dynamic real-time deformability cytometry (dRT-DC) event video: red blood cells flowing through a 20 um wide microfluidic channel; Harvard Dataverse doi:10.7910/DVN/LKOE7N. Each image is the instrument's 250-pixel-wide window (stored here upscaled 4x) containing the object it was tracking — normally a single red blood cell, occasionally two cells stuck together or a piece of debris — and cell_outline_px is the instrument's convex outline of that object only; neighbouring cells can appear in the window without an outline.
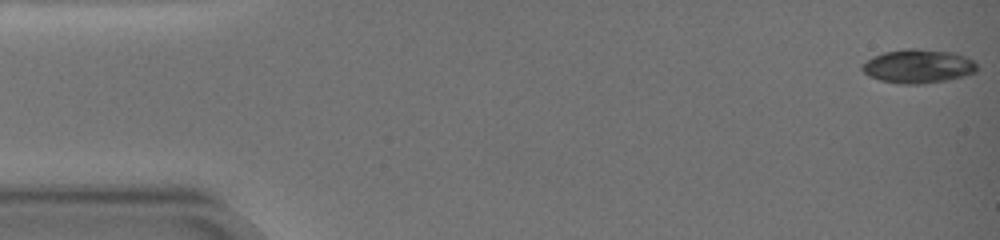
{"species": "common noctule bat (a hibernating species)", "species_latin": "Nyctalus noctula", "temperature_condition": "warm", "stored_images_in_passage": 65, "camera_frame_rate_fps": 3000, "um_per_image_px": 0.085, "animal": {"sex": "female", "body_mass_g": 19.0, "forearm_length_mm": 51.5}, "frame": {"image": 1, "passage_image": 1, "time_ms": 0.0, "image_size_px": [1000, 240], "cell_outline_px": [[976, 72], [964, 76], [948, 80], [924, 84], [900, 84], [880, 80], [868, 76], [860, 68], [872, 56], [884, 52], [904, 48], [916, 48], [952, 52], [964, 56], [972, 60], [976, 64]], "centroid_in_image_um": [78.03, 5.63], "position_along_channel_um": 7.0, "area_um2": 22.72}}
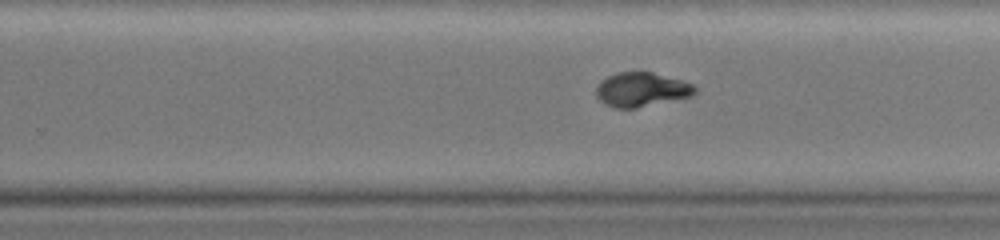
{"frame": {"image": 2, "passage_image": 42, "time_ms": 13.667, "image_size_px": [1000, 240], "cell_outline_px": [[696, 92], [692, 96], [636, 108], [616, 108], [604, 104], [596, 96], [596, 88], [600, 80], [616, 72], [652, 72], [684, 80], [696, 84]], "centroid_in_image_um": [54.54, 7.6], "position_along_channel_um": 275.3, "area_um2": 19.94}}
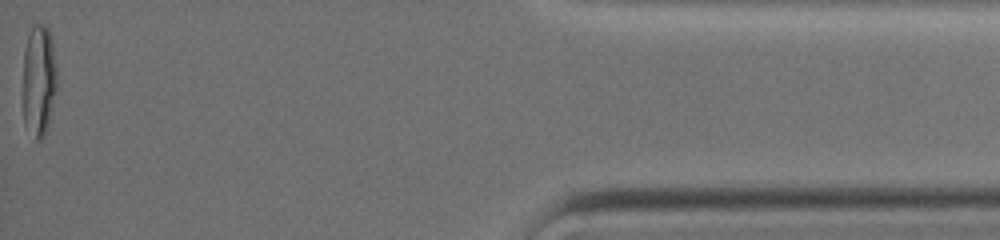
{"frame": {"image": 3, "passage_image": 65, "time_ms": 21.333, "image_size_px": [1000, 240], "cell_outline_px": [[56, 92], [48, 124], [44, 136], [40, 140], [36, 140], [24, 124], [24, 52], [28, 36], [32, 24], [44, 24], [48, 28], [52, 36], [56, 64]], "centroid_in_image_um": [3.32, 6.8], "position_along_channel_um": 431.9, "area_um2": 22.14}, "authors_computed_cell_mechanics": {"area_um2": 21.1548, "velocity_mm_per_s": 3.0058, "shape_relaxation_time_tau1_ms": 10.3242, "shape_relaxation_time_tau2_ms": null, "deformation_change_tau1": 0.3062, "deformation_change_tau2": null}}